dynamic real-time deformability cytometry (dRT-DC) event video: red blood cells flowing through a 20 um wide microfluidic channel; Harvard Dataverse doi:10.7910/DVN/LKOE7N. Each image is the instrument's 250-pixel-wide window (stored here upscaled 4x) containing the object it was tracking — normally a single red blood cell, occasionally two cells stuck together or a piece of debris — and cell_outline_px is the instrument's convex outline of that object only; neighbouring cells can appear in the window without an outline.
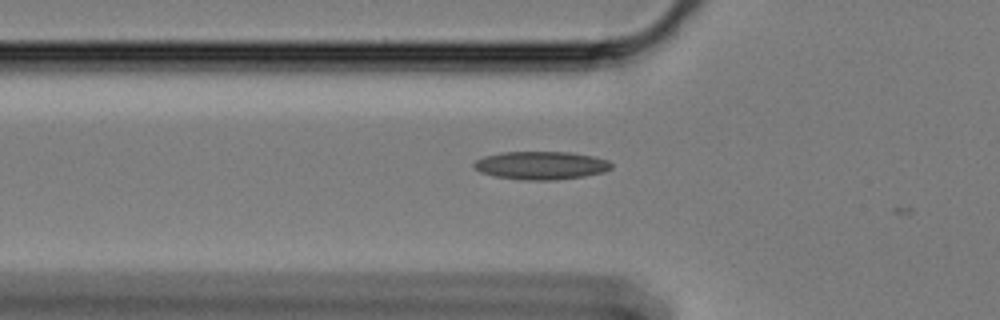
{"species": "Egyptian fruit bat (a non-hibernating species)", "species_latin": "Rousettus aegyptiacus", "temperature_condition": "cold", "stored_images_in_passage": 4, "camera_frame_rate_fps": 3000, "um_per_image_px": 0.085, "animal": {"sex": "female"}, "frame": {"image": 1, "passage_image": 3, "time_ms": 0.667, "image_size_px": [1000, 320], "cell_outline_px": [[612, 168], [604, 172], [584, 176], [556, 180], [524, 180], [496, 176], [480, 172], [472, 164], [476, 160], [484, 156], [500, 152], [572, 152], [592, 156], [608, 160], [612, 164]], "centroid_in_image_um": [46.0, 14.05], "position_along_channel_um": 79.8, "area_um2": 22.54}}